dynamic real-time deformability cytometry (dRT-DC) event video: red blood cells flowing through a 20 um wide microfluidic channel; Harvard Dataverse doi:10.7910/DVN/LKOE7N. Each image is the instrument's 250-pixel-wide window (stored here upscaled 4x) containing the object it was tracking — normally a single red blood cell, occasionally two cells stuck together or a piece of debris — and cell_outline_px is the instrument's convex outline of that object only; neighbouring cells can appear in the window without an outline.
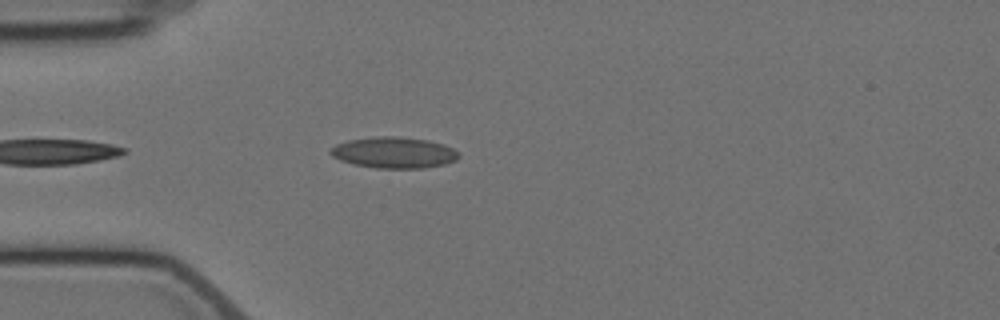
{"species": "Egyptian fruit bat (a non-hibernating species)", "species_latin": "Rousettus aegyptiacus", "temperature_condition": "cold", "stored_images_in_passage": 2, "camera_frame_rate_fps": 3000, "um_per_image_px": 0.085, "animal": {"sex": "female"}, "frame": {"image": 1, "passage_image": 1, "time_ms": 0.0, "image_size_px": [1000, 320], "cell_outline_px": [[460, 156], [456, 160], [444, 164], [424, 168], [376, 168], [352, 164], [340, 160], [332, 156], [328, 152], [336, 144], [348, 140], [376, 136], [396, 136], [428, 140], [444, 144], [460, 152]], "centroid_in_image_um": [33.49, 12.97], "position_along_channel_um": 51.5, "area_um2": 23.41}}